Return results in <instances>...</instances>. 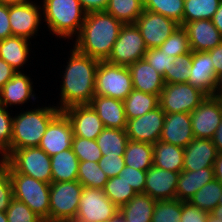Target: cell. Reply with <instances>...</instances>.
Returning a JSON list of instances; mask_svg holds the SVG:
<instances>
[{
	"label": "cell",
	"mask_w": 222,
	"mask_h": 222,
	"mask_svg": "<svg viewBox=\"0 0 222 222\" xmlns=\"http://www.w3.org/2000/svg\"><path fill=\"white\" fill-rule=\"evenodd\" d=\"M61 85L60 107L63 111L69 106L89 104L95 96L96 70L99 60L78 52L71 51Z\"/></svg>",
	"instance_id": "obj_1"
},
{
	"label": "cell",
	"mask_w": 222,
	"mask_h": 222,
	"mask_svg": "<svg viewBox=\"0 0 222 222\" xmlns=\"http://www.w3.org/2000/svg\"><path fill=\"white\" fill-rule=\"evenodd\" d=\"M122 25L121 21L105 11L86 13L73 48L99 61H106Z\"/></svg>",
	"instance_id": "obj_2"
},
{
	"label": "cell",
	"mask_w": 222,
	"mask_h": 222,
	"mask_svg": "<svg viewBox=\"0 0 222 222\" xmlns=\"http://www.w3.org/2000/svg\"><path fill=\"white\" fill-rule=\"evenodd\" d=\"M60 112L57 106L38 107L13 117L12 150L39 146L49 122Z\"/></svg>",
	"instance_id": "obj_3"
},
{
	"label": "cell",
	"mask_w": 222,
	"mask_h": 222,
	"mask_svg": "<svg viewBox=\"0 0 222 222\" xmlns=\"http://www.w3.org/2000/svg\"><path fill=\"white\" fill-rule=\"evenodd\" d=\"M41 10L49 30L59 38L77 37L86 16L79 0H43Z\"/></svg>",
	"instance_id": "obj_4"
},
{
	"label": "cell",
	"mask_w": 222,
	"mask_h": 222,
	"mask_svg": "<svg viewBox=\"0 0 222 222\" xmlns=\"http://www.w3.org/2000/svg\"><path fill=\"white\" fill-rule=\"evenodd\" d=\"M8 172L12 182L13 198L25 203L45 222H49L50 183L16 173L9 165Z\"/></svg>",
	"instance_id": "obj_5"
},
{
	"label": "cell",
	"mask_w": 222,
	"mask_h": 222,
	"mask_svg": "<svg viewBox=\"0 0 222 222\" xmlns=\"http://www.w3.org/2000/svg\"><path fill=\"white\" fill-rule=\"evenodd\" d=\"M133 91V82L128 66L100 61L96 70L95 95L124 101Z\"/></svg>",
	"instance_id": "obj_6"
},
{
	"label": "cell",
	"mask_w": 222,
	"mask_h": 222,
	"mask_svg": "<svg viewBox=\"0 0 222 222\" xmlns=\"http://www.w3.org/2000/svg\"><path fill=\"white\" fill-rule=\"evenodd\" d=\"M16 173L51 183L50 156L39 146L12 150L3 159Z\"/></svg>",
	"instance_id": "obj_7"
},
{
	"label": "cell",
	"mask_w": 222,
	"mask_h": 222,
	"mask_svg": "<svg viewBox=\"0 0 222 222\" xmlns=\"http://www.w3.org/2000/svg\"><path fill=\"white\" fill-rule=\"evenodd\" d=\"M83 185L78 181L51 182L49 222L74 220L80 203Z\"/></svg>",
	"instance_id": "obj_8"
},
{
	"label": "cell",
	"mask_w": 222,
	"mask_h": 222,
	"mask_svg": "<svg viewBox=\"0 0 222 222\" xmlns=\"http://www.w3.org/2000/svg\"><path fill=\"white\" fill-rule=\"evenodd\" d=\"M148 48L135 23L123 24L112 52L106 60L109 63L129 66L144 59Z\"/></svg>",
	"instance_id": "obj_9"
},
{
	"label": "cell",
	"mask_w": 222,
	"mask_h": 222,
	"mask_svg": "<svg viewBox=\"0 0 222 222\" xmlns=\"http://www.w3.org/2000/svg\"><path fill=\"white\" fill-rule=\"evenodd\" d=\"M206 97L188 82L165 84L159 96V106L165 113H191Z\"/></svg>",
	"instance_id": "obj_10"
},
{
	"label": "cell",
	"mask_w": 222,
	"mask_h": 222,
	"mask_svg": "<svg viewBox=\"0 0 222 222\" xmlns=\"http://www.w3.org/2000/svg\"><path fill=\"white\" fill-rule=\"evenodd\" d=\"M119 208L104 194L103 189L83 187L76 222H106Z\"/></svg>",
	"instance_id": "obj_11"
},
{
	"label": "cell",
	"mask_w": 222,
	"mask_h": 222,
	"mask_svg": "<svg viewBox=\"0 0 222 222\" xmlns=\"http://www.w3.org/2000/svg\"><path fill=\"white\" fill-rule=\"evenodd\" d=\"M148 49L158 48L180 24L161 14L144 10L135 22Z\"/></svg>",
	"instance_id": "obj_12"
},
{
	"label": "cell",
	"mask_w": 222,
	"mask_h": 222,
	"mask_svg": "<svg viewBox=\"0 0 222 222\" xmlns=\"http://www.w3.org/2000/svg\"><path fill=\"white\" fill-rule=\"evenodd\" d=\"M190 115L194 137L212 139L222 120V100L207 96Z\"/></svg>",
	"instance_id": "obj_13"
},
{
	"label": "cell",
	"mask_w": 222,
	"mask_h": 222,
	"mask_svg": "<svg viewBox=\"0 0 222 222\" xmlns=\"http://www.w3.org/2000/svg\"><path fill=\"white\" fill-rule=\"evenodd\" d=\"M165 120L160 106L144 115L127 120L125 131L129 140L154 144L159 141Z\"/></svg>",
	"instance_id": "obj_14"
},
{
	"label": "cell",
	"mask_w": 222,
	"mask_h": 222,
	"mask_svg": "<svg viewBox=\"0 0 222 222\" xmlns=\"http://www.w3.org/2000/svg\"><path fill=\"white\" fill-rule=\"evenodd\" d=\"M73 128L70 120L60 111L48 124L39 147L50 157L72 148Z\"/></svg>",
	"instance_id": "obj_15"
},
{
	"label": "cell",
	"mask_w": 222,
	"mask_h": 222,
	"mask_svg": "<svg viewBox=\"0 0 222 222\" xmlns=\"http://www.w3.org/2000/svg\"><path fill=\"white\" fill-rule=\"evenodd\" d=\"M40 7L33 1H27L19 5L9 6V20L12 36L22 37L27 40L34 35L37 36L38 27L42 15Z\"/></svg>",
	"instance_id": "obj_16"
},
{
	"label": "cell",
	"mask_w": 222,
	"mask_h": 222,
	"mask_svg": "<svg viewBox=\"0 0 222 222\" xmlns=\"http://www.w3.org/2000/svg\"><path fill=\"white\" fill-rule=\"evenodd\" d=\"M71 122L73 137L96 140L105 128L97 112L89 105H73L63 110Z\"/></svg>",
	"instance_id": "obj_17"
},
{
	"label": "cell",
	"mask_w": 222,
	"mask_h": 222,
	"mask_svg": "<svg viewBox=\"0 0 222 222\" xmlns=\"http://www.w3.org/2000/svg\"><path fill=\"white\" fill-rule=\"evenodd\" d=\"M179 174L152 165L146 170L144 193L156 201L176 199Z\"/></svg>",
	"instance_id": "obj_18"
},
{
	"label": "cell",
	"mask_w": 222,
	"mask_h": 222,
	"mask_svg": "<svg viewBox=\"0 0 222 222\" xmlns=\"http://www.w3.org/2000/svg\"><path fill=\"white\" fill-rule=\"evenodd\" d=\"M194 138L190 113H165L160 141L185 148Z\"/></svg>",
	"instance_id": "obj_19"
},
{
	"label": "cell",
	"mask_w": 222,
	"mask_h": 222,
	"mask_svg": "<svg viewBox=\"0 0 222 222\" xmlns=\"http://www.w3.org/2000/svg\"><path fill=\"white\" fill-rule=\"evenodd\" d=\"M183 27L187 32L191 51H208L222 43V35L211 20H195L185 23Z\"/></svg>",
	"instance_id": "obj_20"
},
{
	"label": "cell",
	"mask_w": 222,
	"mask_h": 222,
	"mask_svg": "<svg viewBox=\"0 0 222 222\" xmlns=\"http://www.w3.org/2000/svg\"><path fill=\"white\" fill-rule=\"evenodd\" d=\"M188 83L212 96L216 84V73L208 51H192V63L190 66Z\"/></svg>",
	"instance_id": "obj_21"
},
{
	"label": "cell",
	"mask_w": 222,
	"mask_h": 222,
	"mask_svg": "<svg viewBox=\"0 0 222 222\" xmlns=\"http://www.w3.org/2000/svg\"><path fill=\"white\" fill-rule=\"evenodd\" d=\"M218 155L212 139L194 138L184 148L183 170L198 171L206 167H213Z\"/></svg>",
	"instance_id": "obj_22"
},
{
	"label": "cell",
	"mask_w": 222,
	"mask_h": 222,
	"mask_svg": "<svg viewBox=\"0 0 222 222\" xmlns=\"http://www.w3.org/2000/svg\"><path fill=\"white\" fill-rule=\"evenodd\" d=\"M133 82V89L158 97L165 86L163 75L157 72L145 59L128 66Z\"/></svg>",
	"instance_id": "obj_23"
},
{
	"label": "cell",
	"mask_w": 222,
	"mask_h": 222,
	"mask_svg": "<svg viewBox=\"0 0 222 222\" xmlns=\"http://www.w3.org/2000/svg\"><path fill=\"white\" fill-rule=\"evenodd\" d=\"M89 105L97 112L104 127L126 128V116L123 101L112 97L95 95Z\"/></svg>",
	"instance_id": "obj_24"
},
{
	"label": "cell",
	"mask_w": 222,
	"mask_h": 222,
	"mask_svg": "<svg viewBox=\"0 0 222 222\" xmlns=\"http://www.w3.org/2000/svg\"><path fill=\"white\" fill-rule=\"evenodd\" d=\"M32 84L29 76L21 71L17 72L0 90V106L7 108L24 104L30 98L35 100Z\"/></svg>",
	"instance_id": "obj_25"
},
{
	"label": "cell",
	"mask_w": 222,
	"mask_h": 222,
	"mask_svg": "<svg viewBox=\"0 0 222 222\" xmlns=\"http://www.w3.org/2000/svg\"><path fill=\"white\" fill-rule=\"evenodd\" d=\"M214 179L213 167H206L198 171H181L177 182L176 199L189 202L199 189Z\"/></svg>",
	"instance_id": "obj_26"
},
{
	"label": "cell",
	"mask_w": 222,
	"mask_h": 222,
	"mask_svg": "<svg viewBox=\"0 0 222 222\" xmlns=\"http://www.w3.org/2000/svg\"><path fill=\"white\" fill-rule=\"evenodd\" d=\"M184 148L157 141L153 144V165L168 171H183Z\"/></svg>",
	"instance_id": "obj_27"
},
{
	"label": "cell",
	"mask_w": 222,
	"mask_h": 222,
	"mask_svg": "<svg viewBox=\"0 0 222 222\" xmlns=\"http://www.w3.org/2000/svg\"><path fill=\"white\" fill-rule=\"evenodd\" d=\"M52 182H72L77 180L79 159L72 148L50 157Z\"/></svg>",
	"instance_id": "obj_28"
},
{
	"label": "cell",
	"mask_w": 222,
	"mask_h": 222,
	"mask_svg": "<svg viewBox=\"0 0 222 222\" xmlns=\"http://www.w3.org/2000/svg\"><path fill=\"white\" fill-rule=\"evenodd\" d=\"M29 42L27 39L11 36L0 40V58L6 61L17 72L28 61Z\"/></svg>",
	"instance_id": "obj_29"
},
{
	"label": "cell",
	"mask_w": 222,
	"mask_h": 222,
	"mask_svg": "<svg viewBox=\"0 0 222 222\" xmlns=\"http://www.w3.org/2000/svg\"><path fill=\"white\" fill-rule=\"evenodd\" d=\"M156 200L148 194L137 193L119 208L125 222H151Z\"/></svg>",
	"instance_id": "obj_30"
},
{
	"label": "cell",
	"mask_w": 222,
	"mask_h": 222,
	"mask_svg": "<svg viewBox=\"0 0 222 222\" xmlns=\"http://www.w3.org/2000/svg\"><path fill=\"white\" fill-rule=\"evenodd\" d=\"M126 120H131L159 106V97L133 89L123 101Z\"/></svg>",
	"instance_id": "obj_31"
},
{
	"label": "cell",
	"mask_w": 222,
	"mask_h": 222,
	"mask_svg": "<svg viewBox=\"0 0 222 222\" xmlns=\"http://www.w3.org/2000/svg\"><path fill=\"white\" fill-rule=\"evenodd\" d=\"M129 138L125 129L104 128L96 139L102 155L123 156Z\"/></svg>",
	"instance_id": "obj_32"
},
{
	"label": "cell",
	"mask_w": 222,
	"mask_h": 222,
	"mask_svg": "<svg viewBox=\"0 0 222 222\" xmlns=\"http://www.w3.org/2000/svg\"><path fill=\"white\" fill-rule=\"evenodd\" d=\"M123 156L126 166L146 171L153 165V144L129 140Z\"/></svg>",
	"instance_id": "obj_33"
},
{
	"label": "cell",
	"mask_w": 222,
	"mask_h": 222,
	"mask_svg": "<svg viewBox=\"0 0 222 222\" xmlns=\"http://www.w3.org/2000/svg\"><path fill=\"white\" fill-rule=\"evenodd\" d=\"M144 11L143 0H109L105 12L123 24L135 23Z\"/></svg>",
	"instance_id": "obj_34"
},
{
	"label": "cell",
	"mask_w": 222,
	"mask_h": 222,
	"mask_svg": "<svg viewBox=\"0 0 222 222\" xmlns=\"http://www.w3.org/2000/svg\"><path fill=\"white\" fill-rule=\"evenodd\" d=\"M221 195L222 184L214 179L199 189L189 200V203L210 213L219 204Z\"/></svg>",
	"instance_id": "obj_35"
},
{
	"label": "cell",
	"mask_w": 222,
	"mask_h": 222,
	"mask_svg": "<svg viewBox=\"0 0 222 222\" xmlns=\"http://www.w3.org/2000/svg\"><path fill=\"white\" fill-rule=\"evenodd\" d=\"M220 2L221 0H185L183 25L195 20H211Z\"/></svg>",
	"instance_id": "obj_36"
},
{
	"label": "cell",
	"mask_w": 222,
	"mask_h": 222,
	"mask_svg": "<svg viewBox=\"0 0 222 222\" xmlns=\"http://www.w3.org/2000/svg\"><path fill=\"white\" fill-rule=\"evenodd\" d=\"M77 180L83 187L104 189L109 178L99 167L98 162L79 161Z\"/></svg>",
	"instance_id": "obj_37"
},
{
	"label": "cell",
	"mask_w": 222,
	"mask_h": 222,
	"mask_svg": "<svg viewBox=\"0 0 222 222\" xmlns=\"http://www.w3.org/2000/svg\"><path fill=\"white\" fill-rule=\"evenodd\" d=\"M144 10L161 14L183 26L185 0H143Z\"/></svg>",
	"instance_id": "obj_38"
},
{
	"label": "cell",
	"mask_w": 222,
	"mask_h": 222,
	"mask_svg": "<svg viewBox=\"0 0 222 222\" xmlns=\"http://www.w3.org/2000/svg\"><path fill=\"white\" fill-rule=\"evenodd\" d=\"M104 194L118 208L128 203L137 193L119 176L109 178L104 187Z\"/></svg>",
	"instance_id": "obj_39"
},
{
	"label": "cell",
	"mask_w": 222,
	"mask_h": 222,
	"mask_svg": "<svg viewBox=\"0 0 222 222\" xmlns=\"http://www.w3.org/2000/svg\"><path fill=\"white\" fill-rule=\"evenodd\" d=\"M192 51L179 55L171 63L169 70H165L163 79L165 84L186 83L191 74Z\"/></svg>",
	"instance_id": "obj_40"
},
{
	"label": "cell",
	"mask_w": 222,
	"mask_h": 222,
	"mask_svg": "<svg viewBox=\"0 0 222 222\" xmlns=\"http://www.w3.org/2000/svg\"><path fill=\"white\" fill-rule=\"evenodd\" d=\"M181 214L182 201L178 199L156 201L151 222H181Z\"/></svg>",
	"instance_id": "obj_41"
},
{
	"label": "cell",
	"mask_w": 222,
	"mask_h": 222,
	"mask_svg": "<svg viewBox=\"0 0 222 222\" xmlns=\"http://www.w3.org/2000/svg\"><path fill=\"white\" fill-rule=\"evenodd\" d=\"M159 50L167 53L170 56L177 57L185 53L191 52L188 35L183 26H178L177 29L158 47Z\"/></svg>",
	"instance_id": "obj_42"
},
{
	"label": "cell",
	"mask_w": 222,
	"mask_h": 222,
	"mask_svg": "<svg viewBox=\"0 0 222 222\" xmlns=\"http://www.w3.org/2000/svg\"><path fill=\"white\" fill-rule=\"evenodd\" d=\"M72 150L79 161L98 162L103 156L96 140H88L83 137H73Z\"/></svg>",
	"instance_id": "obj_43"
},
{
	"label": "cell",
	"mask_w": 222,
	"mask_h": 222,
	"mask_svg": "<svg viewBox=\"0 0 222 222\" xmlns=\"http://www.w3.org/2000/svg\"><path fill=\"white\" fill-rule=\"evenodd\" d=\"M8 222H45L25 203L13 198L5 212Z\"/></svg>",
	"instance_id": "obj_44"
},
{
	"label": "cell",
	"mask_w": 222,
	"mask_h": 222,
	"mask_svg": "<svg viewBox=\"0 0 222 222\" xmlns=\"http://www.w3.org/2000/svg\"><path fill=\"white\" fill-rule=\"evenodd\" d=\"M6 109L8 108L0 106V160H3L10 153L12 139L13 117Z\"/></svg>",
	"instance_id": "obj_45"
},
{
	"label": "cell",
	"mask_w": 222,
	"mask_h": 222,
	"mask_svg": "<svg viewBox=\"0 0 222 222\" xmlns=\"http://www.w3.org/2000/svg\"><path fill=\"white\" fill-rule=\"evenodd\" d=\"M13 199V188L8 172V164L0 160V211L6 212Z\"/></svg>",
	"instance_id": "obj_46"
},
{
	"label": "cell",
	"mask_w": 222,
	"mask_h": 222,
	"mask_svg": "<svg viewBox=\"0 0 222 222\" xmlns=\"http://www.w3.org/2000/svg\"><path fill=\"white\" fill-rule=\"evenodd\" d=\"M176 57L170 56L158 48L147 50L144 59L160 74L164 76L165 70H169Z\"/></svg>",
	"instance_id": "obj_47"
},
{
	"label": "cell",
	"mask_w": 222,
	"mask_h": 222,
	"mask_svg": "<svg viewBox=\"0 0 222 222\" xmlns=\"http://www.w3.org/2000/svg\"><path fill=\"white\" fill-rule=\"evenodd\" d=\"M119 177L130 184L136 193H144L146 171L137 170L125 165L123 170L120 172Z\"/></svg>",
	"instance_id": "obj_48"
},
{
	"label": "cell",
	"mask_w": 222,
	"mask_h": 222,
	"mask_svg": "<svg viewBox=\"0 0 222 222\" xmlns=\"http://www.w3.org/2000/svg\"><path fill=\"white\" fill-rule=\"evenodd\" d=\"M98 164L108 178L116 177L125 167L124 156L103 155Z\"/></svg>",
	"instance_id": "obj_49"
},
{
	"label": "cell",
	"mask_w": 222,
	"mask_h": 222,
	"mask_svg": "<svg viewBox=\"0 0 222 222\" xmlns=\"http://www.w3.org/2000/svg\"><path fill=\"white\" fill-rule=\"evenodd\" d=\"M208 212L198 209L189 202H182V214L180 216L181 222H206Z\"/></svg>",
	"instance_id": "obj_50"
},
{
	"label": "cell",
	"mask_w": 222,
	"mask_h": 222,
	"mask_svg": "<svg viewBox=\"0 0 222 222\" xmlns=\"http://www.w3.org/2000/svg\"><path fill=\"white\" fill-rule=\"evenodd\" d=\"M12 36L9 20V6L0 4V40Z\"/></svg>",
	"instance_id": "obj_51"
},
{
	"label": "cell",
	"mask_w": 222,
	"mask_h": 222,
	"mask_svg": "<svg viewBox=\"0 0 222 222\" xmlns=\"http://www.w3.org/2000/svg\"><path fill=\"white\" fill-rule=\"evenodd\" d=\"M86 13L105 11L109 0H79Z\"/></svg>",
	"instance_id": "obj_52"
},
{
	"label": "cell",
	"mask_w": 222,
	"mask_h": 222,
	"mask_svg": "<svg viewBox=\"0 0 222 222\" xmlns=\"http://www.w3.org/2000/svg\"><path fill=\"white\" fill-rule=\"evenodd\" d=\"M16 73L12 66L0 58V90Z\"/></svg>",
	"instance_id": "obj_53"
},
{
	"label": "cell",
	"mask_w": 222,
	"mask_h": 222,
	"mask_svg": "<svg viewBox=\"0 0 222 222\" xmlns=\"http://www.w3.org/2000/svg\"><path fill=\"white\" fill-rule=\"evenodd\" d=\"M216 76L222 75V43L213 49L208 50Z\"/></svg>",
	"instance_id": "obj_54"
},
{
	"label": "cell",
	"mask_w": 222,
	"mask_h": 222,
	"mask_svg": "<svg viewBox=\"0 0 222 222\" xmlns=\"http://www.w3.org/2000/svg\"><path fill=\"white\" fill-rule=\"evenodd\" d=\"M212 141L214 145L216 146L218 154H222V120L215 131Z\"/></svg>",
	"instance_id": "obj_55"
},
{
	"label": "cell",
	"mask_w": 222,
	"mask_h": 222,
	"mask_svg": "<svg viewBox=\"0 0 222 222\" xmlns=\"http://www.w3.org/2000/svg\"><path fill=\"white\" fill-rule=\"evenodd\" d=\"M211 21L222 35V0L217 8L216 13L213 15Z\"/></svg>",
	"instance_id": "obj_56"
},
{
	"label": "cell",
	"mask_w": 222,
	"mask_h": 222,
	"mask_svg": "<svg viewBox=\"0 0 222 222\" xmlns=\"http://www.w3.org/2000/svg\"><path fill=\"white\" fill-rule=\"evenodd\" d=\"M215 179L222 184V154H218L213 165Z\"/></svg>",
	"instance_id": "obj_57"
},
{
	"label": "cell",
	"mask_w": 222,
	"mask_h": 222,
	"mask_svg": "<svg viewBox=\"0 0 222 222\" xmlns=\"http://www.w3.org/2000/svg\"><path fill=\"white\" fill-rule=\"evenodd\" d=\"M212 97L222 100V75L217 76Z\"/></svg>",
	"instance_id": "obj_58"
},
{
	"label": "cell",
	"mask_w": 222,
	"mask_h": 222,
	"mask_svg": "<svg viewBox=\"0 0 222 222\" xmlns=\"http://www.w3.org/2000/svg\"><path fill=\"white\" fill-rule=\"evenodd\" d=\"M210 213L222 221V204H218Z\"/></svg>",
	"instance_id": "obj_59"
},
{
	"label": "cell",
	"mask_w": 222,
	"mask_h": 222,
	"mask_svg": "<svg viewBox=\"0 0 222 222\" xmlns=\"http://www.w3.org/2000/svg\"><path fill=\"white\" fill-rule=\"evenodd\" d=\"M28 0H0V4H4V5H19L22 3L27 2Z\"/></svg>",
	"instance_id": "obj_60"
},
{
	"label": "cell",
	"mask_w": 222,
	"mask_h": 222,
	"mask_svg": "<svg viewBox=\"0 0 222 222\" xmlns=\"http://www.w3.org/2000/svg\"><path fill=\"white\" fill-rule=\"evenodd\" d=\"M106 222H124V216L118 211L113 217Z\"/></svg>",
	"instance_id": "obj_61"
},
{
	"label": "cell",
	"mask_w": 222,
	"mask_h": 222,
	"mask_svg": "<svg viewBox=\"0 0 222 222\" xmlns=\"http://www.w3.org/2000/svg\"><path fill=\"white\" fill-rule=\"evenodd\" d=\"M206 222H222V221H220L217 217H215L211 213H209Z\"/></svg>",
	"instance_id": "obj_62"
},
{
	"label": "cell",
	"mask_w": 222,
	"mask_h": 222,
	"mask_svg": "<svg viewBox=\"0 0 222 222\" xmlns=\"http://www.w3.org/2000/svg\"><path fill=\"white\" fill-rule=\"evenodd\" d=\"M0 222H8L5 212L0 211Z\"/></svg>",
	"instance_id": "obj_63"
},
{
	"label": "cell",
	"mask_w": 222,
	"mask_h": 222,
	"mask_svg": "<svg viewBox=\"0 0 222 222\" xmlns=\"http://www.w3.org/2000/svg\"><path fill=\"white\" fill-rule=\"evenodd\" d=\"M60 222H76L75 220H66V221H60Z\"/></svg>",
	"instance_id": "obj_64"
},
{
	"label": "cell",
	"mask_w": 222,
	"mask_h": 222,
	"mask_svg": "<svg viewBox=\"0 0 222 222\" xmlns=\"http://www.w3.org/2000/svg\"><path fill=\"white\" fill-rule=\"evenodd\" d=\"M219 204H222V195L220 196V202H219Z\"/></svg>",
	"instance_id": "obj_65"
}]
</instances>
